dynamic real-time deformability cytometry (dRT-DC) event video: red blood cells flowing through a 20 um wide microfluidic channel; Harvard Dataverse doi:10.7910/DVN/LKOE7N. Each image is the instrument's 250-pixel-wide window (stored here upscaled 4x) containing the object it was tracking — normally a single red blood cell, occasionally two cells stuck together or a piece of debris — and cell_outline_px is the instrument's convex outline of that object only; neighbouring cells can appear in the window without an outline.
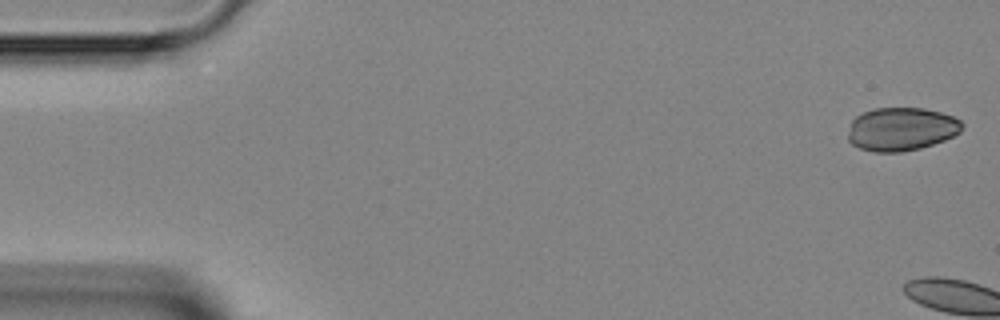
{"species": "Egyptian fruit bat (a non-hibernating species)", "species_latin": "Rousettus aegyptiacus", "temperature_condition": "room temperature", "stored_images_in_passage": 3, "camera_frame_rate_fps": 3000, "um_per_image_px": 0.085, "animal": {"sex": "female"}, "frame": {"image": 1, "passage_image": 1, "time_ms": 0.0, "image_size_px": [1000, 320], "cell_outline_px": [[964, 128], [960, 132], [944, 140], [920, 148], [900, 152], [872, 152], [860, 148], [852, 144], [848, 140], [848, 132], [852, 120], [856, 116], [872, 108], [924, 108], [940, 112], [952, 116], [960, 120], [964, 124]], "centroid_in_image_um": [76.61, 10.97], "position_along_channel_um": 8.4, "area_um2": 28.9}}